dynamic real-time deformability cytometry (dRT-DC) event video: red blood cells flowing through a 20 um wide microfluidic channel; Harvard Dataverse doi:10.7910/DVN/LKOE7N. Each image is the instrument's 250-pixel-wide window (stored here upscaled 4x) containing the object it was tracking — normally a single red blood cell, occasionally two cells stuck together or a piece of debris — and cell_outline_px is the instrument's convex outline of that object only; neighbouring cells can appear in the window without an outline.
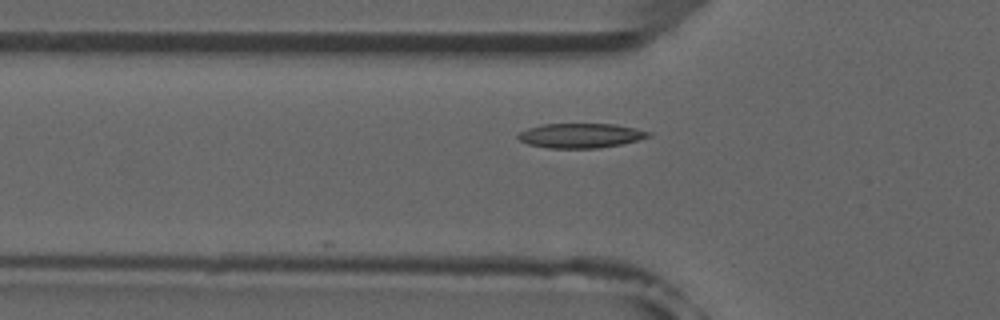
{"species": "common noctule bat (a hibernating species)", "species_latin": "Nyctalus noctula", "temperature_condition": "room temperature", "stored_images_in_passage": 7, "camera_frame_rate_fps": 3000, "um_per_image_px": 0.085, "animal": {"sex": "male", "forearm_length_mm": 52.5}, "frame": {"image": 1, "passage_image": 5, "time_ms": 4.667, "image_size_px": [1000, 320], "cell_outline_px": [[652, 136], [620, 144], [600, 148], [548, 148], [528, 144], [520, 140], [516, 136], [520, 132], [528, 128], [544, 124], [612, 124], [652, 132]], "centroid_in_image_um": [49.33, 11.53], "position_along_channel_um": 76.5, "area_um2": 18.5}}
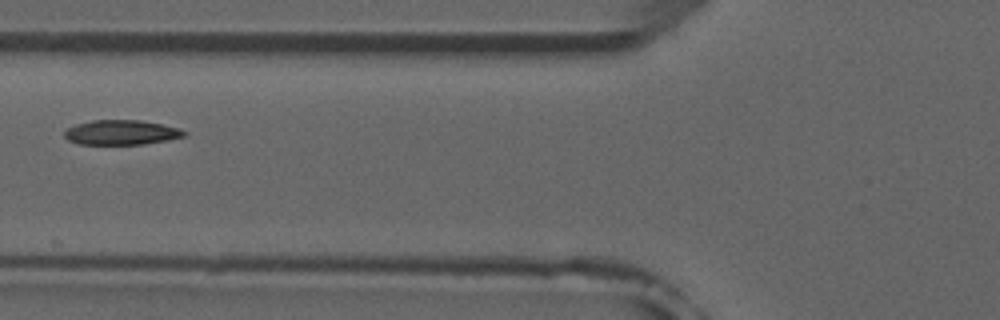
{"frame": {"image": 2, "passage_image": 6, "time_ms": 5.667, "image_size_px": [1000, 320], "cell_outline_px": [[188, 132], [184, 136], [168, 140], [144, 144], [80, 144], [68, 140], [64, 136], [64, 132], [68, 128], [76, 124], [92, 120], [140, 120], [180, 128]], "centroid_in_image_um": [10.32, 11.25], "position_along_channel_um": 115.5, "area_um2": 17.22}}